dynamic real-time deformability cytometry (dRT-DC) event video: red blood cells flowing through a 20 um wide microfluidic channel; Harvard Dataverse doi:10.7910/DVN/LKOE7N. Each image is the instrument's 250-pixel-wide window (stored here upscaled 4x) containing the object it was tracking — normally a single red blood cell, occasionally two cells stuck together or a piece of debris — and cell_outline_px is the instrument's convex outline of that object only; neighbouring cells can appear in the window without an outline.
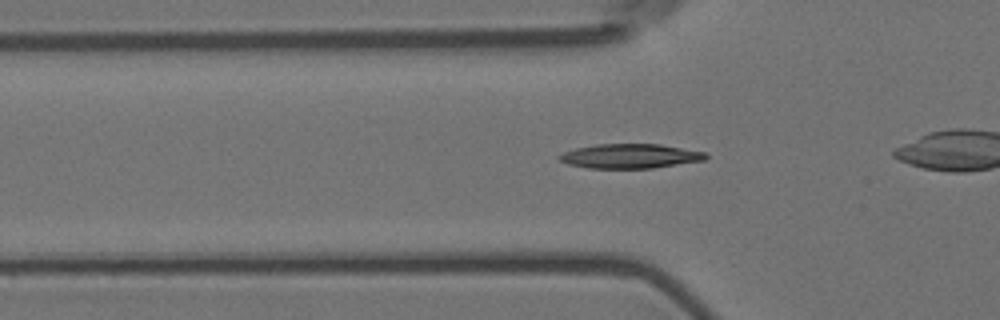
{"species": "Egyptian fruit bat (a non-hibernating species)", "species_latin": "Rousettus aegyptiacus", "temperature_condition": "room temperature", "stored_images_in_passage": 42, "camera_frame_rate_fps": 3000, "um_per_image_px": 0.085, "animal": {"sex": "female"}, "frame": {"image": 1, "passage_image": 14, "time_ms": 4.333, "image_size_px": [1000, 320], "cell_outline_px": [[708, 156], [704, 160], [652, 168], [588, 168], [568, 164], [560, 160], [556, 156], [564, 152], [576, 148], [596, 144], [660, 144], [708, 152]], "centroid_in_image_um": [53.57, 13.26], "position_along_channel_um": 72.2, "area_um2": 20.87}}
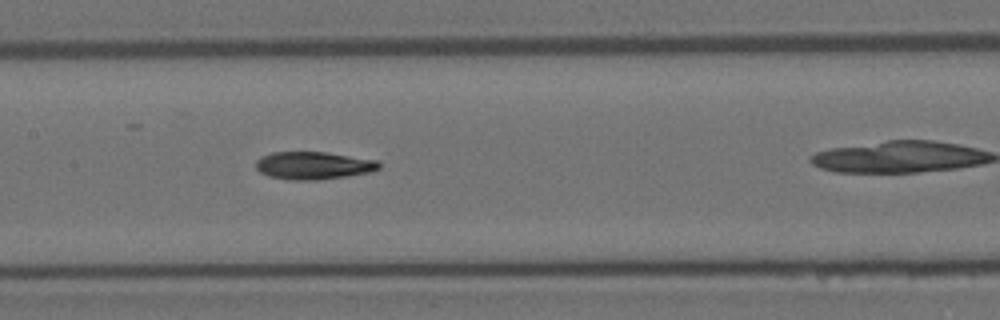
{"frame": {"image": 2, "passage_image": 23, "time_ms": 7.333, "image_size_px": [1000, 320], "cell_outline_px": [[380, 168], [368, 172], [348, 176], [316, 180], [292, 180], [268, 176], [260, 172], [256, 168], [256, 160], [272, 152], [324, 152], [376, 160], [380, 164]], "centroid_in_image_um": [26.62, 14.07], "position_along_channel_um": 180.8, "area_um2": 19.65}}
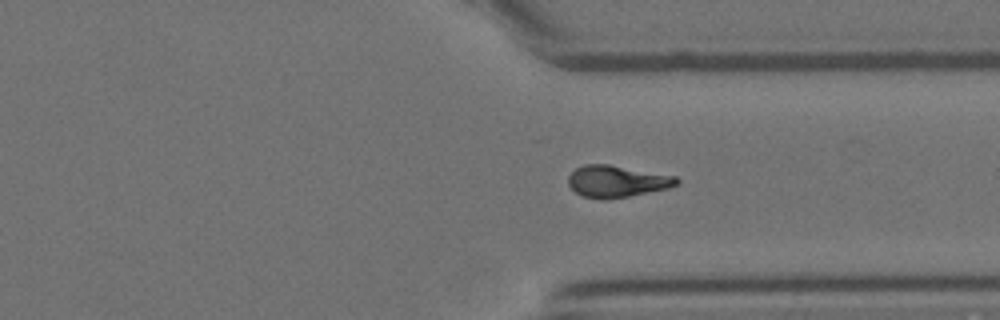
{"frame": {"image": 3, "passage_image": 38, "time_ms": 12.333, "image_size_px": [1000, 320], "cell_outline_px": [[680, 180], [676, 184], [668, 188], [628, 196], [604, 200], [584, 196], [576, 192], [568, 184], [568, 176], [576, 168], [584, 164], [608, 164], [676, 176]], "centroid_in_image_um": [52.41, 15.41], "position_along_channel_um": 359.0, "area_um2": 19.88}}